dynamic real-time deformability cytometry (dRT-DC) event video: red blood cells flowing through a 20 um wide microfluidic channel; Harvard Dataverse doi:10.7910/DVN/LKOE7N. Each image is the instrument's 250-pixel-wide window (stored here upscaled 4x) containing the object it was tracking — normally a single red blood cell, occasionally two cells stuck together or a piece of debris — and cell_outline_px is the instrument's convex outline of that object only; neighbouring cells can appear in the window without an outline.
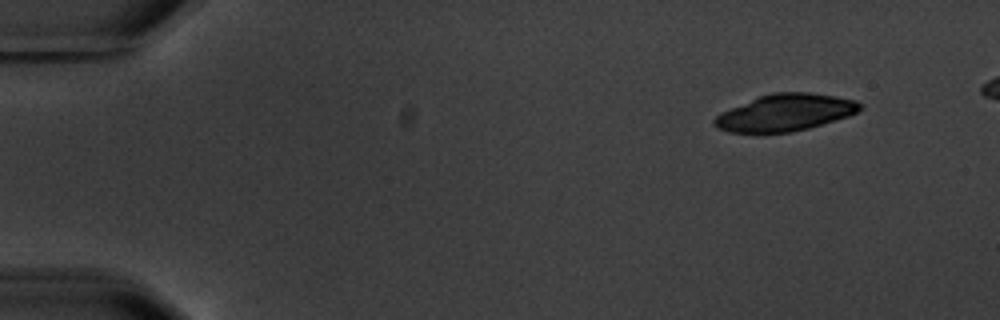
{"species": "common noctule bat (a hibernating species)", "species_latin": "Nyctalus noctula", "temperature_condition": "warm", "stored_images_in_passage": 3, "camera_frame_rate_fps": 3000, "um_per_image_px": 0.085, "animal": {"sex": "male", "body_mass_g": 20.1, "forearm_length_mm": 53.5}, "frame": {"image": 1, "passage_image": 1, "time_ms": 0.0, "image_size_px": [1000, 320], "cell_outline_px": [[864, 108], [848, 116], [836, 120], [808, 128], [792, 132], [728, 132], [716, 128], [712, 124], [712, 120], [720, 112], [760, 96], [772, 92], [808, 92], [836, 96], [856, 100], [864, 104]], "centroid_in_image_um": [66.75, 9.56], "position_along_channel_um": 18.2, "area_um2": 31.33}}